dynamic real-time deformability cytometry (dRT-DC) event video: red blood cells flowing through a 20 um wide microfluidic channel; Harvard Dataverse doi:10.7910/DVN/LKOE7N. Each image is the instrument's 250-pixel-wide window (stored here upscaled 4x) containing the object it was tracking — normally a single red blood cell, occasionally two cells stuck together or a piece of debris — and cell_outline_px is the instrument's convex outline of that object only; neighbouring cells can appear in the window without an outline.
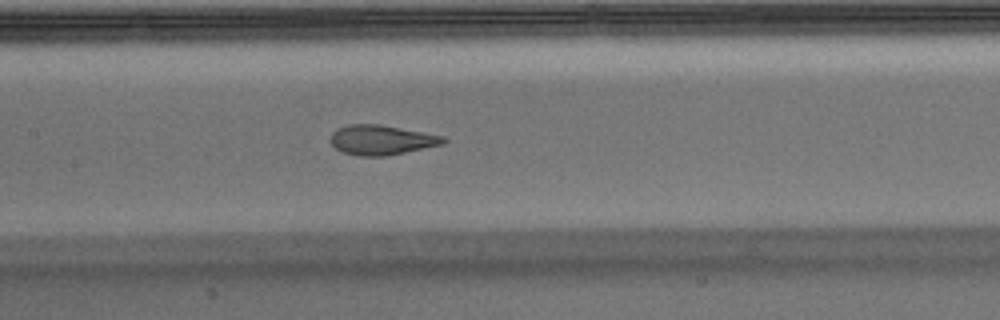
{"species": "Egyptian fruit bat (a non-hibernating species)", "species_latin": "Rousettus aegyptiacus", "temperature_condition": "warm", "stored_images_in_passage": 54, "camera_frame_rate_fps": 3000, "um_per_image_px": 0.085, "animal": {"sex": "male"}, "frame": {"image": 1, "passage_image": 24, "time_ms": 7.667, "image_size_px": [1000, 320], "cell_outline_px": [[448, 140], [444, 144], [388, 156], [360, 156], [344, 152], [336, 148], [328, 140], [332, 132], [336, 128], [348, 124], [380, 124], [424, 132], [444, 136]], "centroid_in_image_um": [32.43, 11.89], "position_along_channel_um": 175.0, "area_um2": 19.83}, "authors_computed_cell_mechanics": {"area_um2": 20.3456, "velocity_mm_per_s": 3.729, "shape_relaxation_time_tau1_ms": null, "shape_relaxation_time_tau2_ms": 1.0617, "deformation_change_tau1": null, "deformation_change_tau2": 0.0762}}